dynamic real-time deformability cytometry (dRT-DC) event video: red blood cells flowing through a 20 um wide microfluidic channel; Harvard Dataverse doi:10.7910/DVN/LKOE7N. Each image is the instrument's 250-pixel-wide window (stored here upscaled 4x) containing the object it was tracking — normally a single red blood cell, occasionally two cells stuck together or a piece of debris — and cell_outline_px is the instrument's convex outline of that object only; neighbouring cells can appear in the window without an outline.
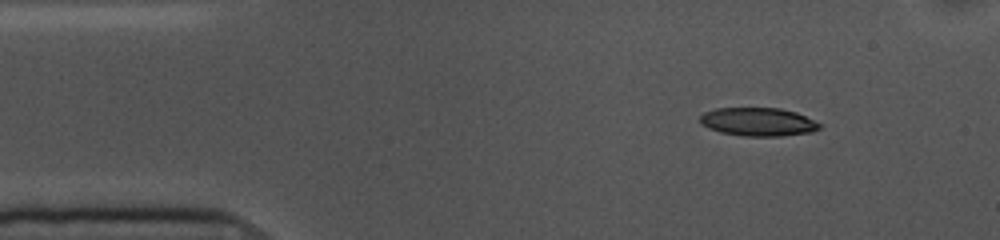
{"species": "common noctule bat (a hibernating species)", "species_latin": "Nyctalus noctula", "temperature_condition": "cold", "stored_images_in_passage": 49, "camera_frame_rate_fps": 3000, "um_per_image_px": 0.085, "animal": {"sex": "female", "body_mass_g": 10.0, "forearm_length_mm": 53.1}, "frame": {"image": 1, "passage_image": 1, "time_ms": 0.0, "image_size_px": [1000, 240], "cell_outline_px": [[824, 124], [820, 128], [812, 132], [780, 136], [740, 136], [720, 132], [708, 128], [700, 124], [700, 116], [704, 112], [716, 108], [780, 108], [796, 112]], "centroid_in_image_um": [64.45, 10.36], "position_along_channel_um": 20.5, "area_um2": 20.0}}
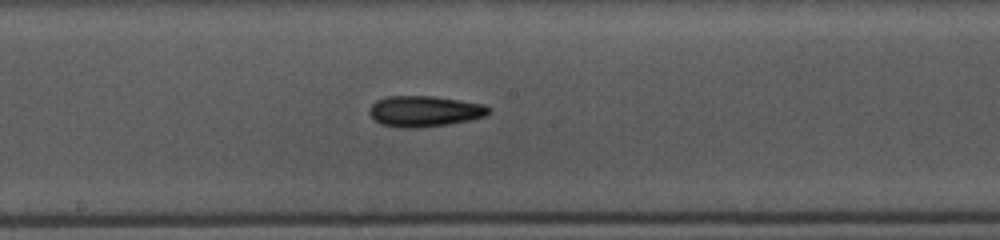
{"frame": {"image": 2, "passage_image": 22, "time_ms": 7.0, "image_size_px": [1000, 240], "cell_outline_px": [[492, 112], [484, 116], [472, 120], [448, 124], [420, 128], [400, 128], [380, 124], [368, 112], [368, 108], [376, 100], [388, 96], [436, 96], [484, 104], [492, 108]], "centroid_in_image_um": [36.11, 9.46], "position_along_channel_um": 212.1, "area_um2": 21.79}}
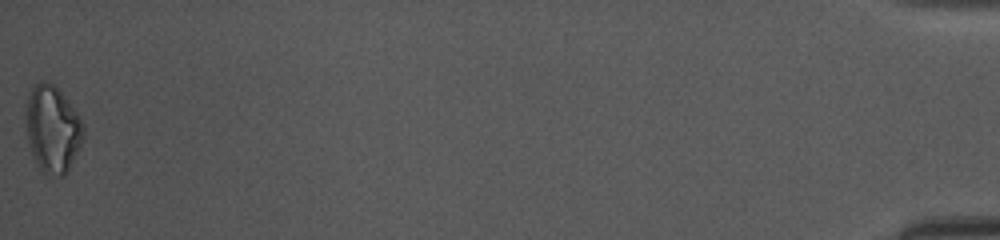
{"frame": {"image": 3, "passage_image": 49, "time_ms": 16.0, "image_size_px": [1000, 240], "cell_outline_px": [[84, 136], [64, 176], [44, 176], [32, 152], [28, 140], [24, 120], [24, 112], [28, 96], [32, 88], [40, 80], [52, 84], [64, 96], [80, 120], [84, 128]], "centroid_in_image_um": [4.41, 10.97], "position_along_channel_um": 430.8, "area_um2": 28.67}, "authors_computed_cell_mechanics": {"area_um2": 20.5768, "velocity_mm_per_s": 3.6075, "shape_relaxation_time_tau1_ms": 6.2283, "shape_relaxation_time_tau2_ms": null, "deformation_change_tau1": 0.1672, "deformation_change_tau2": null}}